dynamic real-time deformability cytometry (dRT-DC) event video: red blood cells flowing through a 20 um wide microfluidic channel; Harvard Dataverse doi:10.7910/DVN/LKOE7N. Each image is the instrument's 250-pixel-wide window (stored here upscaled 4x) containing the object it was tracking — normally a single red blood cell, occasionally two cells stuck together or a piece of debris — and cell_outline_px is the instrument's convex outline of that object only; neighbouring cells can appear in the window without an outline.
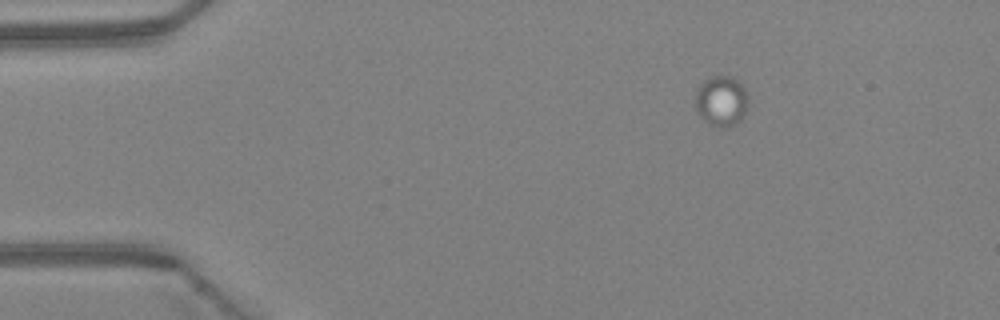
{"species": "Egyptian fruit bat (a non-hibernating species)", "species_latin": "Rousettus aegyptiacus", "temperature_condition": "warm", "stored_images_in_passage": 3, "camera_frame_rate_fps": 3000, "um_per_image_px": 0.085, "animal": {"sex": "female"}, "frame": {"image": 1, "passage_image": 1, "time_ms": 0.0, "image_size_px": [1000, 320], "cell_outline_px": [[748, 108], [740, 120], [736, 124], [724, 128], [720, 128], [704, 120], [700, 116], [696, 108], [696, 92], [700, 84], [704, 80], [712, 76], [732, 76], [748, 92]], "centroid_in_image_um": [61.34, 8.59], "position_along_channel_um": 23.7, "area_um2": 15.61}}